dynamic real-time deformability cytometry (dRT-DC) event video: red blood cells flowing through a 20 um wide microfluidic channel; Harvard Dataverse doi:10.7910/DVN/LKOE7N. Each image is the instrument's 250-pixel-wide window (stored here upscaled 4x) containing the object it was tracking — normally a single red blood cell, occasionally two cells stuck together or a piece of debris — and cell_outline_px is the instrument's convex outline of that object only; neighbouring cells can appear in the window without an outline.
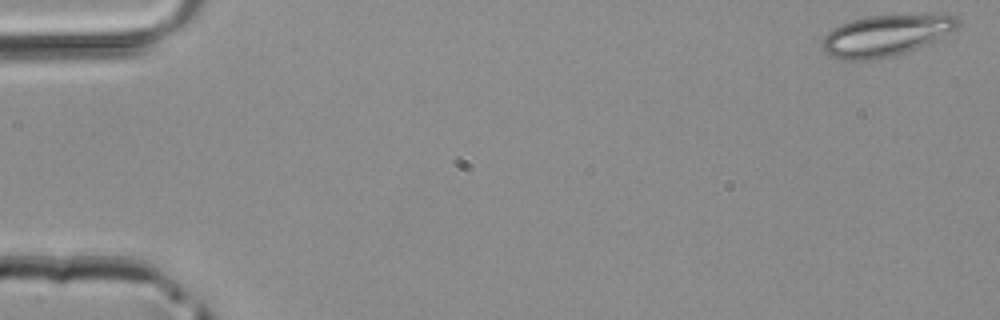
{"species": "common noctule bat (a hibernating species)", "species_latin": "Nyctalus noctula", "temperature_condition": "room temperature", "stored_images_in_passage": 4, "camera_frame_rate_fps": 3000, "um_per_image_px": 0.085, "animal": {"sex": "male", "body_mass_g": 20.4}, "frame": {"image": 1, "passage_image": 1, "time_ms": 0.0, "image_size_px": [1000, 320], "cell_outline_px": [[960, 24], [956, 32], [916, 48], [892, 56], [872, 60], [844, 60], [832, 56], [824, 48], [824, 36], [832, 28], [840, 24], [852, 20], [868, 16], [948, 12], [956, 16], [960, 20]], "centroid_in_image_um": [75.44, 2.96], "position_along_channel_um": 9.6, "area_um2": 33.18}}